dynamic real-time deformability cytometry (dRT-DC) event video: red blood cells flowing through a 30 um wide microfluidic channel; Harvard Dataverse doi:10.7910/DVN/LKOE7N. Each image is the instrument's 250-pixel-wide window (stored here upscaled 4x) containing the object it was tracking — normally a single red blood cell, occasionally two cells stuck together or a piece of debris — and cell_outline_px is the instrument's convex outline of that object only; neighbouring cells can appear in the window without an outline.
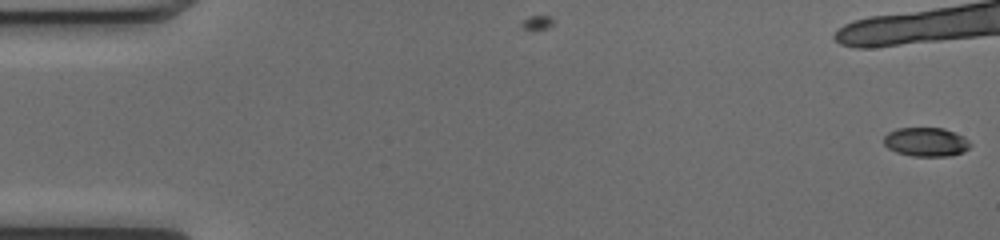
{"species": "common noctule bat (a hibernating species)", "species_latin": "Nyctalus noctula", "temperature_condition": "cold", "stored_images_in_passage": 43, "camera_frame_rate_fps": 3000, "um_per_image_px": 0.085, "animal": {"sex": "female", "body_mass_g": 17.0, "forearm_length_mm": 48.0}, "frame": {"image": 1, "passage_image": 1, "time_ms": 0.0, "image_size_px": [1000, 240], "cell_outline_px": [[972, 144], [964, 152], [948, 156], [912, 156], [896, 152], [888, 148], [884, 144], [884, 136], [888, 132], [896, 128], [944, 128], [964, 136]], "centroid_in_image_um": [78.72, 12.06], "position_along_channel_um": 6.3, "area_um2": 14.68}}